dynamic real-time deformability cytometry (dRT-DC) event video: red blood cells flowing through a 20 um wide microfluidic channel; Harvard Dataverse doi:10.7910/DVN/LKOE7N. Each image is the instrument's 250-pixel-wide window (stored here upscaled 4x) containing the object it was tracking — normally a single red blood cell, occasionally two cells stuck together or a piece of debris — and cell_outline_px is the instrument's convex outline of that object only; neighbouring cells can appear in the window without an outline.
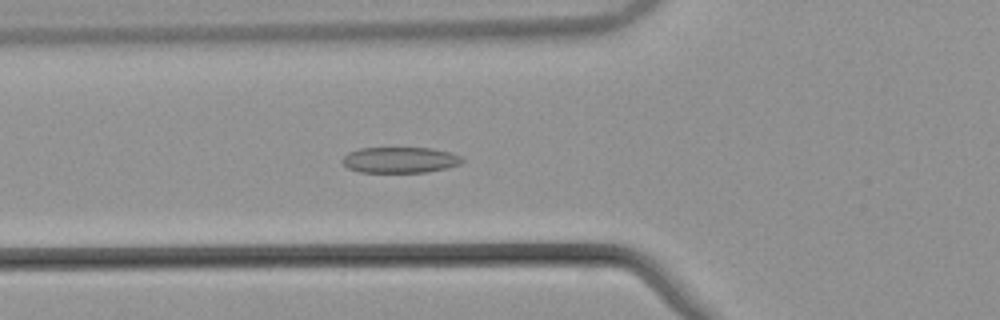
{"species": "common noctule bat (a hibernating species)", "species_latin": "Nyctalus noctula", "temperature_condition": "warm", "stored_images_in_passage": 48, "camera_frame_rate_fps": 3000, "um_per_image_px": 0.085, "animal": {"sex": "male", "body_mass_g": 21.5, "forearm_length_mm": 52.0}, "frame": {"image": 1, "passage_image": 18, "time_ms": 5.667, "image_size_px": [1000, 320], "cell_outline_px": [[464, 160], [460, 164], [444, 168], [424, 172], [360, 172], [348, 168], [340, 160], [348, 152], [360, 148], [432, 148], [448, 152], [460, 156]], "centroid_in_image_um": [33.95, 13.59], "position_along_channel_um": 91.8, "area_um2": 17.92}}
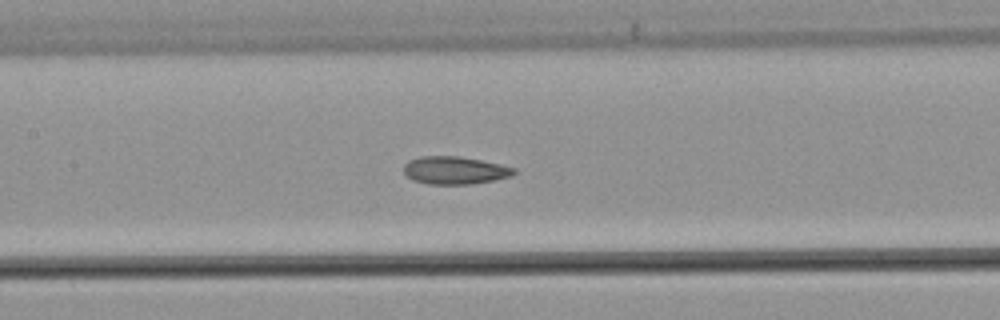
{"frame": {"image": 2, "passage_image": 24, "time_ms": 7.667, "image_size_px": [1000, 320], "cell_outline_px": [[516, 172], [512, 176], [496, 180], [468, 184], [428, 184], [412, 180], [404, 172], [404, 164], [408, 160], [420, 156], [460, 156], [500, 164], [516, 168]], "centroid_in_image_um": [38.66, 14.47], "position_along_channel_um": 168.7, "area_um2": 17.92}}
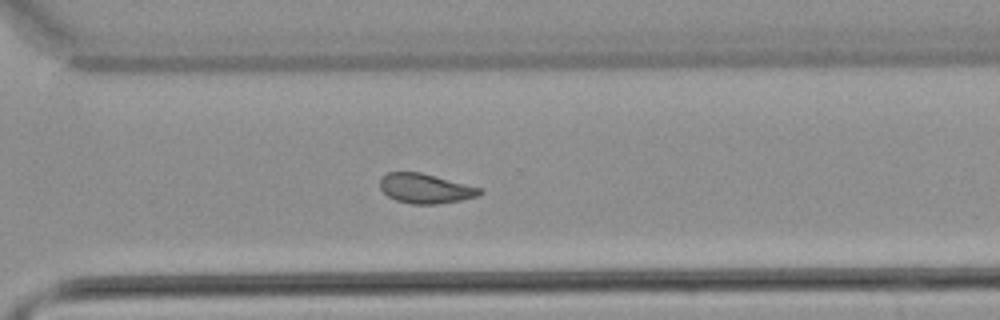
{"frame": {"image": 3, "passage_image": 37, "time_ms": 12.0, "image_size_px": [1000, 320], "cell_outline_px": [[484, 192], [476, 196], [460, 200], [440, 204], [412, 204], [396, 200], [388, 196], [380, 188], [380, 180], [388, 172], [420, 172], [484, 188]], "centroid_in_image_um": [36.19, 16.02], "position_along_channel_um": 334.4, "area_um2": 17.28}, "authors_computed_cell_mechanics": {"area_um2": 19.6809, "velocity_mm_per_s": 3.8318, "shape_relaxation_time_tau1_ms": null, "shape_relaxation_time_tau2_ms": 2.6717, "deformation_change_tau1": null, "deformation_change_tau2": 0.0822}}